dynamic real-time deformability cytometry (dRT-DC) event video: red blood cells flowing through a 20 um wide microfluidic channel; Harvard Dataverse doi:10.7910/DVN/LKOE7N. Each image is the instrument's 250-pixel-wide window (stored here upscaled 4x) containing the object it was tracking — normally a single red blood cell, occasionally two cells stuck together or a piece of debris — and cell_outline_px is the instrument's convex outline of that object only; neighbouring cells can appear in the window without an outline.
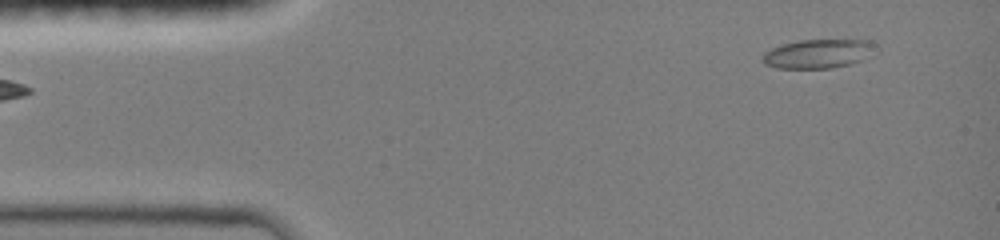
{"species": "common noctule bat (a hibernating species)", "species_latin": "Nyctalus noctula", "temperature_condition": "room temperature", "stored_images_in_passage": 59, "camera_frame_rate_fps": 3000, "um_per_image_px": 0.085, "animal": {"sex": "female", "body_mass_g": 19.0, "forearm_length_mm": 51.5}, "frame": {"image": 1, "passage_image": 3, "time_ms": 0.333, "image_size_px": [1000, 240], "cell_outline_px": [[880, 52], [860, 60], [848, 64], [828, 68], [776, 68], [764, 64], [760, 60], [764, 52], [780, 44], [796, 40], [872, 40], [880, 48]], "centroid_in_image_um": [69.58, 4.55], "position_along_channel_um": 15.4, "area_um2": 19.54}}
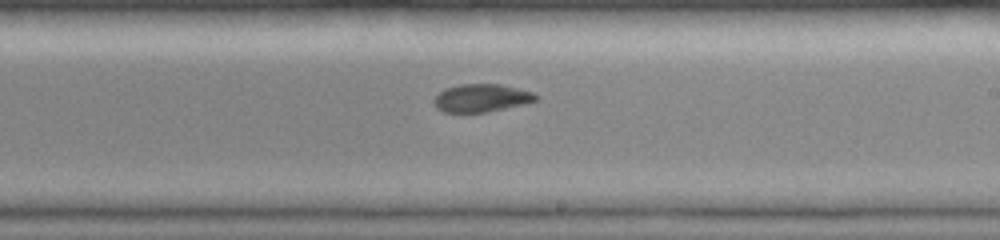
{"frame": {"image": 2, "passage_image": 40, "time_ms": 8.0, "image_size_px": [1000, 240], "cell_outline_px": [[540, 96], [536, 100], [524, 104], [488, 112], [444, 112], [436, 108], [432, 100], [444, 88], [460, 84], [500, 84], [532, 92]], "centroid_in_image_um": [40.9, 8.33], "position_along_channel_um": 248.1, "area_um2": 16.59}}
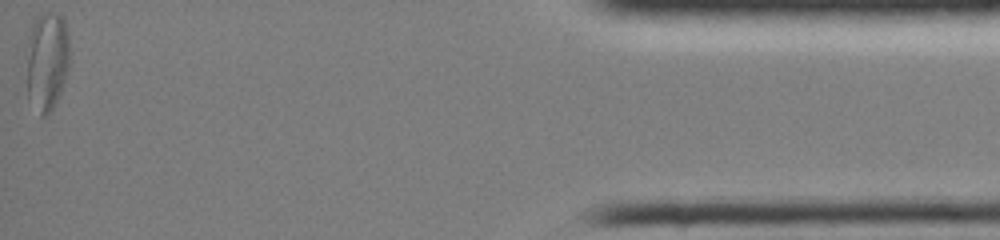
{"frame": {"image": 3, "passage_image": 59, "time_ms": 14.333, "image_size_px": [1000, 240], "cell_outline_px": [[68, 68], [60, 92], [52, 108], [44, 116], [40, 116], [28, 100], [24, 48], [32, 20], [36, 12], [56, 12], [64, 20], [68, 36]], "centroid_in_image_um": [3.9, 5.11], "position_along_channel_um": 431.3, "area_um2": 25.84}, "authors_computed_cell_mechanics": {"area_um2": 17.8602, "velocity_mm_per_s": 4.1417, "shape_relaxation_time_tau1_ms": 6.0557, "shape_relaxation_time_tau2_ms": 4.679, "deformation_change_tau1": 0.1752, "deformation_change_tau2": 0.087}}